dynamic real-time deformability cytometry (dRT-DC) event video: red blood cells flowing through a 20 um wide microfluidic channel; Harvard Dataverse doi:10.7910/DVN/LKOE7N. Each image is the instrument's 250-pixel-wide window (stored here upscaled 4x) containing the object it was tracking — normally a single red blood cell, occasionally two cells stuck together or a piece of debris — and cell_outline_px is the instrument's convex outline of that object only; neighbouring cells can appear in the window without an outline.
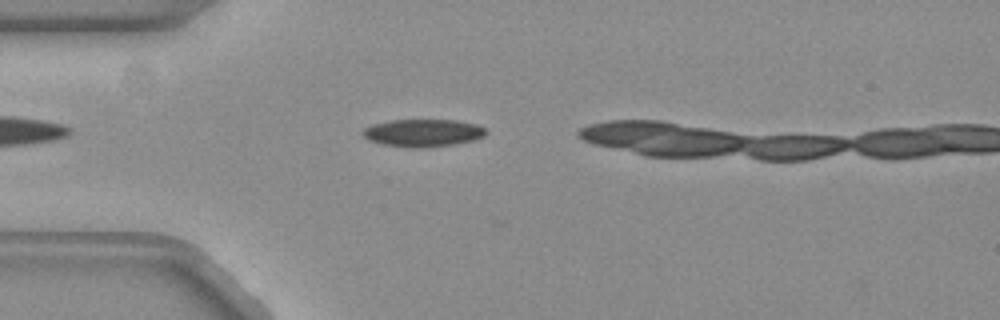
{"species": "common noctule bat (a hibernating species)", "species_latin": "Nyctalus noctula", "temperature_condition": "warm", "stored_images_in_passage": 16, "camera_frame_rate_fps": 3000, "um_per_image_px": 0.085, "animal": {"sex": "female", "body_mass_g": 19.3, "forearm_length_mm": 54.1}, "frame": {"image": 1, "passage_image": 7, "time_ms": 2.0, "image_size_px": [1000, 320], "cell_outline_px": [[488, 132], [484, 136], [472, 140], [452, 144], [412, 148], [384, 144], [368, 140], [364, 136], [364, 128], [372, 124], [388, 120], [456, 120], [476, 124], [484, 128]], "centroid_in_image_um": [35.95, 11.28], "position_along_channel_um": 49.1, "area_um2": 19.48}}